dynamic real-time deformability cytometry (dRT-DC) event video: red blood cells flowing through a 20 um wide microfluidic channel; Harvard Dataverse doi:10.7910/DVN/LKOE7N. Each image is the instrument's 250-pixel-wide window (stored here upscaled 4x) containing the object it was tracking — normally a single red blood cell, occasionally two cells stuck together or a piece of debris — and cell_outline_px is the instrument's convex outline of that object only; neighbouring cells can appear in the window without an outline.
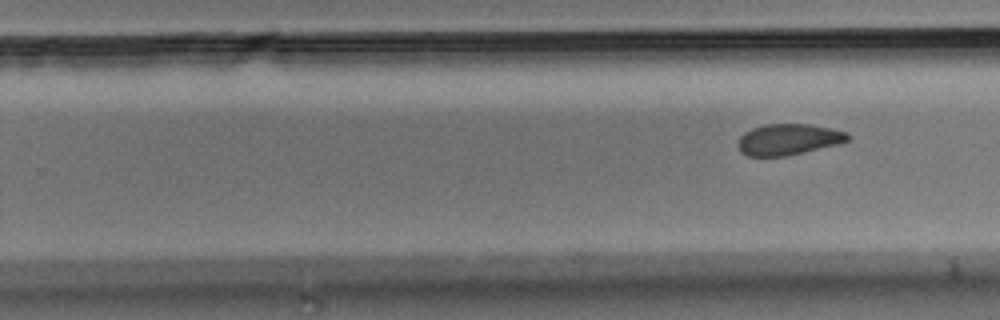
{"species": "Egyptian fruit bat (a non-hibernating species)", "species_latin": "Rousettus aegyptiacus", "temperature_condition": "room temperature", "stored_images_in_passage": 7, "segment_of_instrument_passage": [2, 2], "camera_frame_rate_fps": 3000, "um_per_image_px": 0.085, "animal": {"sex": "male"}, "frame": {"image": 1, "passage_image": 7, "time_ms": 2.0, "image_size_px": [1000, 320], "cell_outline_px": [[852, 136], [848, 140], [840, 144], [784, 156], [748, 156], [740, 152], [736, 144], [740, 136], [744, 132], [752, 128], [764, 124], [812, 124], [832, 128], [848, 132]], "centroid_in_image_um": [67.02, 11.84], "position_along_channel_um": 262.8, "area_um2": 20.17}}